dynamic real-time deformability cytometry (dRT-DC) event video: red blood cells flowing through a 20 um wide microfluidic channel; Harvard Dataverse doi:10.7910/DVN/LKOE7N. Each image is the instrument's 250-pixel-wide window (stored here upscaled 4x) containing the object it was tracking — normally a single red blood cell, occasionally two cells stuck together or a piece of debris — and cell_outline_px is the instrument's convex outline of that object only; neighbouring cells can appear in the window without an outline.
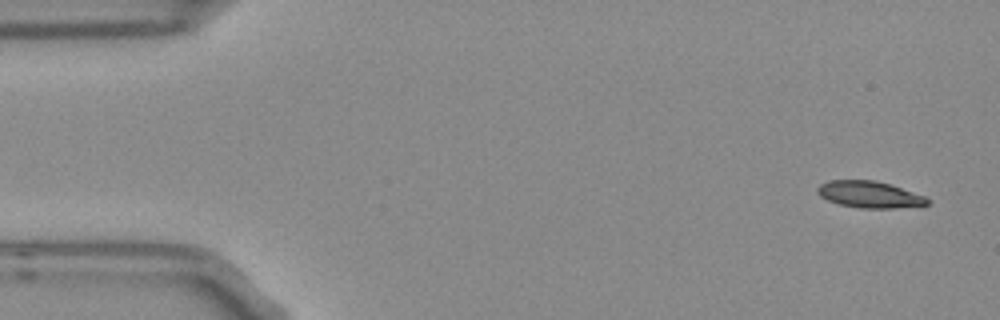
{"species": "Egyptian fruit bat (a non-hibernating species)", "species_latin": "Rousettus aegyptiacus", "temperature_condition": "room temperature", "stored_images_in_passage": 5, "camera_frame_rate_fps": 3000, "um_per_image_px": 0.085, "frame": {"image": 1, "passage_image": 1, "time_ms": 0.0, "image_size_px": [1000, 320], "cell_outline_px": [[932, 200], [924, 208], [860, 208], [840, 204], [828, 200], [820, 196], [816, 192], [816, 188], [820, 184], [828, 180], [876, 180], [892, 184], [924, 196]], "centroid_in_image_um": [73.99, 16.54], "position_along_channel_um": 11.0, "area_um2": 17.57}}
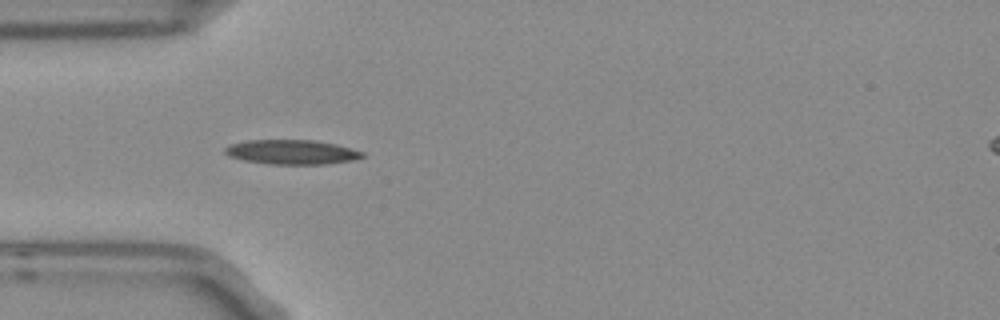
{"frame": {"image": 2, "passage_image": 4, "time_ms": 1.0, "image_size_px": [1000, 320], "cell_outline_px": [[364, 156], [352, 160], [324, 164], [272, 164], [244, 160], [228, 156], [224, 152], [224, 148], [232, 144], [248, 140], [316, 140], [336, 144], [364, 152]], "centroid_in_image_um": [24.79, 12.92], "position_along_channel_um": 60.2, "area_um2": 19.48}}
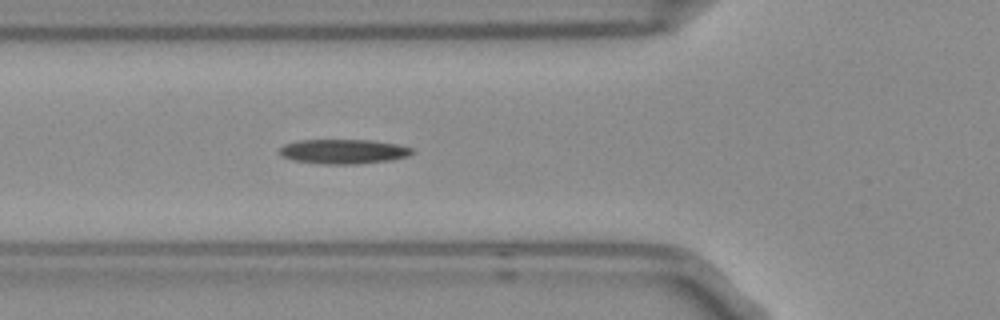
{"frame": {"image": 3, "passage_image": 5, "time_ms": 1.333, "image_size_px": [1000, 320], "cell_outline_px": [[416, 152], [408, 156], [392, 160], [356, 164], [320, 164], [296, 160], [280, 156], [280, 148], [284, 144], [300, 140], [372, 140], [396, 144], [412, 148]], "centroid_in_image_um": [29.22, 12.88], "position_along_channel_um": 96.6, "area_um2": 19.02}}